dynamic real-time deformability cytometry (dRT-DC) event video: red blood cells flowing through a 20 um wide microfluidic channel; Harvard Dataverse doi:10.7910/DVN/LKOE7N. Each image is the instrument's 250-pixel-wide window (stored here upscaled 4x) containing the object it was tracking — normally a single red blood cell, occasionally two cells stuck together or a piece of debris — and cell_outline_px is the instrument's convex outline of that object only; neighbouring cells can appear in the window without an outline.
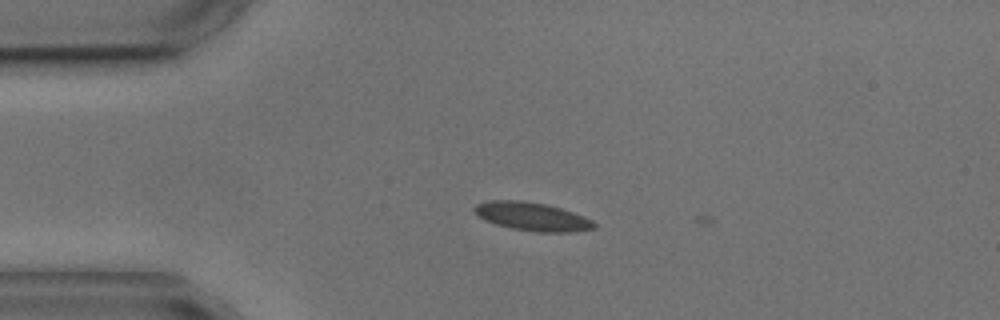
{"species": "common noctule bat (a hibernating species)", "species_latin": "Nyctalus noctula", "temperature_condition": "cold", "stored_images_in_passage": 3, "camera_frame_rate_fps": 3000, "um_per_image_px": 0.085, "animal": {"sex": "male", "body_mass_g": 17.9, "forearm_length_mm": 54.2}, "frame": {"image": 1, "passage_image": 2, "time_ms": 1.333, "image_size_px": [1000, 320], "cell_outline_px": [[596, 228], [572, 232], [536, 232], [512, 228], [496, 224], [484, 220], [472, 208], [476, 204], [492, 200], [520, 200], [544, 204], [560, 208], [584, 216], [592, 220], [596, 224]], "centroid_in_image_um": [45.25, 18.41], "position_along_channel_um": 39.8, "area_um2": 19.65}}